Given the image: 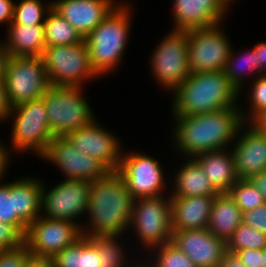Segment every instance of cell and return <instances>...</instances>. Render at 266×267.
<instances>
[{"instance_id":"6da1fadb","label":"cell","mask_w":266,"mask_h":267,"mask_svg":"<svg viewBox=\"0 0 266 267\" xmlns=\"http://www.w3.org/2000/svg\"><path fill=\"white\" fill-rule=\"evenodd\" d=\"M242 107L224 108L211 113L173 117L171 133L175 147L185 158L230 148L245 123L241 114ZM187 156V157H186Z\"/></svg>"},{"instance_id":"7a4b0ae2","label":"cell","mask_w":266,"mask_h":267,"mask_svg":"<svg viewBox=\"0 0 266 267\" xmlns=\"http://www.w3.org/2000/svg\"><path fill=\"white\" fill-rule=\"evenodd\" d=\"M134 200L117 171L92 181L86 211L88 224L81 225L82 235L127 234Z\"/></svg>"},{"instance_id":"3957f363","label":"cell","mask_w":266,"mask_h":267,"mask_svg":"<svg viewBox=\"0 0 266 267\" xmlns=\"http://www.w3.org/2000/svg\"><path fill=\"white\" fill-rule=\"evenodd\" d=\"M171 94L173 116H189L241 107L238 103L240 93L224 71L190 73Z\"/></svg>"},{"instance_id":"277c9868","label":"cell","mask_w":266,"mask_h":267,"mask_svg":"<svg viewBox=\"0 0 266 267\" xmlns=\"http://www.w3.org/2000/svg\"><path fill=\"white\" fill-rule=\"evenodd\" d=\"M131 2L120 0L111 13L86 37L90 63L95 73L101 77L115 71L130 40L133 8ZM129 38V39H128Z\"/></svg>"},{"instance_id":"5b68a950","label":"cell","mask_w":266,"mask_h":267,"mask_svg":"<svg viewBox=\"0 0 266 267\" xmlns=\"http://www.w3.org/2000/svg\"><path fill=\"white\" fill-rule=\"evenodd\" d=\"M82 86L50 85L41 98L54 136H66L89 124L96 116L84 98Z\"/></svg>"},{"instance_id":"8992f818","label":"cell","mask_w":266,"mask_h":267,"mask_svg":"<svg viewBox=\"0 0 266 267\" xmlns=\"http://www.w3.org/2000/svg\"><path fill=\"white\" fill-rule=\"evenodd\" d=\"M13 119L11 126V147L8 151L24 153L31 151L40 156L54 135L48 125L46 106L42 99L34 100L11 107L6 118ZM11 148V149H10Z\"/></svg>"},{"instance_id":"52a82bcc","label":"cell","mask_w":266,"mask_h":267,"mask_svg":"<svg viewBox=\"0 0 266 267\" xmlns=\"http://www.w3.org/2000/svg\"><path fill=\"white\" fill-rule=\"evenodd\" d=\"M129 227L134 228L137 239L146 251L171 242L173 230L170 195L136 198Z\"/></svg>"},{"instance_id":"ba28073f","label":"cell","mask_w":266,"mask_h":267,"mask_svg":"<svg viewBox=\"0 0 266 267\" xmlns=\"http://www.w3.org/2000/svg\"><path fill=\"white\" fill-rule=\"evenodd\" d=\"M42 59L51 85L82 87L84 82L100 78L91 67L85 40L72 45L45 47Z\"/></svg>"},{"instance_id":"9c48e42d","label":"cell","mask_w":266,"mask_h":267,"mask_svg":"<svg viewBox=\"0 0 266 267\" xmlns=\"http://www.w3.org/2000/svg\"><path fill=\"white\" fill-rule=\"evenodd\" d=\"M188 31L170 30L150 58L152 76L159 87L174 92L190 75Z\"/></svg>"},{"instance_id":"30bf717a","label":"cell","mask_w":266,"mask_h":267,"mask_svg":"<svg viewBox=\"0 0 266 267\" xmlns=\"http://www.w3.org/2000/svg\"><path fill=\"white\" fill-rule=\"evenodd\" d=\"M4 80L11 107L41 99L51 85L42 57L10 56Z\"/></svg>"},{"instance_id":"8fae6325","label":"cell","mask_w":266,"mask_h":267,"mask_svg":"<svg viewBox=\"0 0 266 267\" xmlns=\"http://www.w3.org/2000/svg\"><path fill=\"white\" fill-rule=\"evenodd\" d=\"M221 24L188 30L190 73L224 71L233 46Z\"/></svg>"},{"instance_id":"7c38bea8","label":"cell","mask_w":266,"mask_h":267,"mask_svg":"<svg viewBox=\"0 0 266 267\" xmlns=\"http://www.w3.org/2000/svg\"><path fill=\"white\" fill-rule=\"evenodd\" d=\"M44 184L42 181L40 216L53 220L72 221L81 227L82 223L76 219L86 214L91 182L65 179L53 188H49V191Z\"/></svg>"},{"instance_id":"4fadbf2b","label":"cell","mask_w":266,"mask_h":267,"mask_svg":"<svg viewBox=\"0 0 266 267\" xmlns=\"http://www.w3.org/2000/svg\"><path fill=\"white\" fill-rule=\"evenodd\" d=\"M123 152L117 172L131 195L136 198L165 195V172L161 163L150 155Z\"/></svg>"},{"instance_id":"5bb4252c","label":"cell","mask_w":266,"mask_h":267,"mask_svg":"<svg viewBox=\"0 0 266 267\" xmlns=\"http://www.w3.org/2000/svg\"><path fill=\"white\" fill-rule=\"evenodd\" d=\"M40 158L55 164L66 179L92 182L109 172L97 159L75 148L66 136H54Z\"/></svg>"},{"instance_id":"9a60e30c","label":"cell","mask_w":266,"mask_h":267,"mask_svg":"<svg viewBox=\"0 0 266 267\" xmlns=\"http://www.w3.org/2000/svg\"><path fill=\"white\" fill-rule=\"evenodd\" d=\"M82 236L77 223L39 216L28 226L25 244L30 253L53 258Z\"/></svg>"},{"instance_id":"2e32d148","label":"cell","mask_w":266,"mask_h":267,"mask_svg":"<svg viewBox=\"0 0 266 267\" xmlns=\"http://www.w3.org/2000/svg\"><path fill=\"white\" fill-rule=\"evenodd\" d=\"M93 119L89 124L66 135L80 152L101 162L109 171H117L122 155L119 138Z\"/></svg>"},{"instance_id":"e0dca14e","label":"cell","mask_w":266,"mask_h":267,"mask_svg":"<svg viewBox=\"0 0 266 267\" xmlns=\"http://www.w3.org/2000/svg\"><path fill=\"white\" fill-rule=\"evenodd\" d=\"M171 243L185 253L197 267H219L226 242L206 229L173 230Z\"/></svg>"},{"instance_id":"ac0fdd59","label":"cell","mask_w":266,"mask_h":267,"mask_svg":"<svg viewBox=\"0 0 266 267\" xmlns=\"http://www.w3.org/2000/svg\"><path fill=\"white\" fill-rule=\"evenodd\" d=\"M230 150L239 179H250L266 170V134L258 132L249 123L242 125Z\"/></svg>"},{"instance_id":"d6986e66","label":"cell","mask_w":266,"mask_h":267,"mask_svg":"<svg viewBox=\"0 0 266 267\" xmlns=\"http://www.w3.org/2000/svg\"><path fill=\"white\" fill-rule=\"evenodd\" d=\"M172 30L188 31L223 22L230 4L226 0H172Z\"/></svg>"},{"instance_id":"ffe728a7","label":"cell","mask_w":266,"mask_h":267,"mask_svg":"<svg viewBox=\"0 0 266 267\" xmlns=\"http://www.w3.org/2000/svg\"><path fill=\"white\" fill-rule=\"evenodd\" d=\"M116 1L54 0L52 9L86 38L120 3L119 0Z\"/></svg>"},{"instance_id":"44dd1931","label":"cell","mask_w":266,"mask_h":267,"mask_svg":"<svg viewBox=\"0 0 266 267\" xmlns=\"http://www.w3.org/2000/svg\"><path fill=\"white\" fill-rule=\"evenodd\" d=\"M215 196L171 197L172 230L206 229Z\"/></svg>"},{"instance_id":"7402d4cb","label":"cell","mask_w":266,"mask_h":267,"mask_svg":"<svg viewBox=\"0 0 266 267\" xmlns=\"http://www.w3.org/2000/svg\"><path fill=\"white\" fill-rule=\"evenodd\" d=\"M194 159L219 193H227L239 179L230 148L201 153Z\"/></svg>"},{"instance_id":"603a6c76","label":"cell","mask_w":266,"mask_h":267,"mask_svg":"<svg viewBox=\"0 0 266 267\" xmlns=\"http://www.w3.org/2000/svg\"><path fill=\"white\" fill-rule=\"evenodd\" d=\"M174 177L173 188L169 191L170 197L188 196H217L219 192L213 187L210 180L194 158H188ZM173 189V190H172Z\"/></svg>"},{"instance_id":"cb8c5ba5","label":"cell","mask_w":266,"mask_h":267,"mask_svg":"<svg viewBox=\"0 0 266 267\" xmlns=\"http://www.w3.org/2000/svg\"><path fill=\"white\" fill-rule=\"evenodd\" d=\"M6 47L10 56L42 57L46 47L44 25L10 24Z\"/></svg>"},{"instance_id":"d4e9b609","label":"cell","mask_w":266,"mask_h":267,"mask_svg":"<svg viewBox=\"0 0 266 267\" xmlns=\"http://www.w3.org/2000/svg\"><path fill=\"white\" fill-rule=\"evenodd\" d=\"M243 212L228 193L215 196L207 229L225 242L242 223Z\"/></svg>"},{"instance_id":"484cf974","label":"cell","mask_w":266,"mask_h":267,"mask_svg":"<svg viewBox=\"0 0 266 267\" xmlns=\"http://www.w3.org/2000/svg\"><path fill=\"white\" fill-rule=\"evenodd\" d=\"M42 179L22 177L14 180V204L17 215L29 226L41 214Z\"/></svg>"},{"instance_id":"4316f807","label":"cell","mask_w":266,"mask_h":267,"mask_svg":"<svg viewBox=\"0 0 266 267\" xmlns=\"http://www.w3.org/2000/svg\"><path fill=\"white\" fill-rule=\"evenodd\" d=\"M234 52L235 51L232 49L228 61L226 62L224 73L239 93H242L246 78L245 74L246 76H249L250 73L253 74L254 72V77L256 78L259 75H262V73L259 71V62H257L256 48L254 46L251 50L248 49L245 52L246 54L243 53L241 55L239 53L236 55V52Z\"/></svg>"},{"instance_id":"83f0119b","label":"cell","mask_w":266,"mask_h":267,"mask_svg":"<svg viewBox=\"0 0 266 267\" xmlns=\"http://www.w3.org/2000/svg\"><path fill=\"white\" fill-rule=\"evenodd\" d=\"M46 47L81 43V34L57 12L51 9L44 23Z\"/></svg>"},{"instance_id":"f1b7e54d","label":"cell","mask_w":266,"mask_h":267,"mask_svg":"<svg viewBox=\"0 0 266 267\" xmlns=\"http://www.w3.org/2000/svg\"><path fill=\"white\" fill-rule=\"evenodd\" d=\"M119 234L87 236L97 247L101 267H128L129 259L122 247ZM119 240V241H118ZM122 245V246H121Z\"/></svg>"},{"instance_id":"f546056e","label":"cell","mask_w":266,"mask_h":267,"mask_svg":"<svg viewBox=\"0 0 266 267\" xmlns=\"http://www.w3.org/2000/svg\"><path fill=\"white\" fill-rule=\"evenodd\" d=\"M41 0H20L14 4L11 24L44 25L47 13L52 9V1L42 4Z\"/></svg>"},{"instance_id":"4dcf8cb0","label":"cell","mask_w":266,"mask_h":267,"mask_svg":"<svg viewBox=\"0 0 266 267\" xmlns=\"http://www.w3.org/2000/svg\"><path fill=\"white\" fill-rule=\"evenodd\" d=\"M266 234L241 223L226 241V251L235 254L243 249H265Z\"/></svg>"},{"instance_id":"1f68e13d","label":"cell","mask_w":266,"mask_h":267,"mask_svg":"<svg viewBox=\"0 0 266 267\" xmlns=\"http://www.w3.org/2000/svg\"><path fill=\"white\" fill-rule=\"evenodd\" d=\"M242 212L266 203L262 193L249 179H238L227 192Z\"/></svg>"},{"instance_id":"d6a6232c","label":"cell","mask_w":266,"mask_h":267,"mask_svg":"<svg viewBox=\"0 0 266 267\" xmlns=\"http://www.w3.org/2000/svg\"><path fill=\"white\" fill-rule=\"evenodd\" d=\"M149 253L152 257L151 265L153 267H197L185 253L171 242L156 246ZM153 257H155L154 260Z\"/></svg>"},{"instance_id":"836d02e7","label":"cell","mask_w":266,"mask_h":267,"mask_svg":"<svg viewBox=\"0 0 266 267\" xmlns=\"http://www.w3.org/2000/svg\"><path fill=\"white\" fill-rule=\"evenodd\" d=\"M0 180V221L16 226L24 235L28 225L17 215L14 204V180L2 183Z\"/></svg>"},{"instance_id":"e575fe53","label":"cell","mask_w":266,"mask_h":267,"mask_svg":"<svg viewBox=\"0 0 266 267\" xmlns=\"http://www.w3.org/2000/svg\"><path fill=\"white\" fill-rule=\"evenodd\" d=\"M253 80L248 93L249 96H247L249 106H251L248 108L250 110L241 109L245 123H249L259 112L266 109V74L259 75Z\"/></svg>"},{"instance_id":"d590c367","label":"cell","mask_w":266,"mask_h":267,"mask_svg":"<svg viewBox=\"0 0 266 267\" xmlns=\"http://www.w3.org/2000/svg\"><path fill=\"white\" fill-rule=\"evenodd\" d=\"M83 251V236L74 244L65 247L52 259L54 267H80V253Z\"/></svg>"},{"instance_id":"8d00e7d4","label":"cell","mask_w":266,"mask_h":267,"mask_svg":"<svg viewBox=\"0 0 266 267\" xmlns=\"http://www.w3.org/2000/svg\"><path fill=\"white\" fill-rule=\"evenodd\" d=\"M25 244V235L14 225L0 221V251L11 250Z\"/></svg>"},{"instance_id":"74e56055","label":"cell","mask_w":266,"mask_h":267,"mask_svg":"<svg viewBox=\"0 0 266 267\" xmlns=\"http://www.w3.org/2000/svg\"><path fill=\"white\" fill-rule=\"evenodd\" d=\"M30 254L26 244L15 249L0 251V267H24Z\"/></svg>"},{"instance_id":"f35d334b","label":"cell","mask_w":266,"mask_h":267,"mask_svg":"<svg viewBox=\"0 0 266 267\" xmlns=\"http://www.w3.org/2000/svg\"><path fill=\"white\" fill-rule=\"evenodd\" d=\"M242 222L266 234V203L243 212Z\"/></svg>"},{"instance_id":"ab89813d","label":"cell","mask_w":266,"mask_h":267,"mask_svg":"<svg viewBox=\"0 0 266 267\" xmlns=\"http://www.w3.org/2000/svg\"><path fill=\"white\" fill-rule=\"evenodd\" d=\"M98 249L90 238L83 236V251L80 253V267H101Z\"/></svg>"},{"instance_id":"60d3db41","label":"cell","mask_w":266,"mask_h":267,"mask_svg":"<svg viewBox=\"0 0 266 267\" xmlns=\"http://www.w3.org/2000/svg\"><path fill=\"white\" fill-rule=\"evenodd\" d=\"M235 254L246 267H261V249H243L237 251Z\"/></svg>"},{"instance_id":"b9f144b4","label":"cell","mask_w":266,"mask_h":267,"mask_svg":"<svg viewBox=\"0 0 266 267\" xmlns=\"http://www.w3.org/2000/svg\"><path fill=\"white\" fill-rule=\"evenodd\" d=\"M13 0H0V26L4 23L9 26L13 20L14 3Z\"/></svg>"},{"instance_id":"7bdbcfd3","label":"cell","mask_w":266,"mask_h":267,"mask_svg":"<svg viewBox=\"0 0 266 267\" xmlns=\"http://www.w3.org/2000/svg\"><path fill=\"white\" fill-rule=\"evenodd\" d=\"M10 110L11 106L7 99L5 80L4 77H0V123L6 121Z\"/></svg>"},{"instance_id":"ee69618b","label":"cell","mask_w":266,"mask_h":267,"mask_svg":"<svg viewBox=\"0 0 266 267\" xmlns=\"http://www.w3.org/2000/svg\"><path fill=\"white\" fill-rule=\"evenodd\" d=\"M24 267H54V261L51 257L38 256L31 253L27 257Z\"/></svg>"},{"instance_id":"f6af8a7d","label":"cell","mask_w":266,"mask_h":267,"mask_svg":"<svg viewBox=\"0 0 266 267\" xmlns=\"http://www.w3.org/2000/svg\"><path fill=\"white\" fill-rule=\"evenodd\" d=\"M10 158L8 147L4 143H1L0 140V180H3V177L6 176L5 172L10 165Z\"/></svg>"},{"instance_id":"bcb514c9","label":"cell","mask_w":266,"mask_h":267,"mask_svg":"<svg viewBox=\"0 0 266 267\" xmlns=\"http://www.w3.org/2000/svg\"><path fill=\"white\" fill-rule=\"evenodd\" d=\"M254 47L256 48L257 62H259V71L266 74V42H258Z\"/></svg>"},{"instance_id":"7dc6e473","label":"cell","mask_w":266,"mask_h":267,"mask_svg":"<svg viewBox=\"0 0 266 267\" xmlns=\"http://www.w3.org/2000/svg\"><path fill=\"white\" fill-rule=\"evenodd\" d=\"M249 124L258 132L266 134V109L259 112Z\"/></svg>"},{"instance_id":"c3c4849f","label":"cell","mask_w":266,"mask_h":267,"mask_svg":"<svg viewBox=\"0 0 266 267\" xmlns=\"http://www.w3.org/2000/svg\"><path fill=\"white\" fill-rule=\"evenodd\" d=\"M249 180L262 193L266 201V170L261 171L257 175H253Z\"/></svg>"},{"instance_id":"681fc988","label":"cell","mask_w":266,"mask_h":267,"mask_svg":"<svg viewBox=\"0 0 266 267\" xmlns=\"http://www.w3.org/2000/svg\"><path fill=\"white\" fill-rule=\"evenodd\" d=\"M219 267H246L243 262L236 256V254H232L226 252L219 264Z\"/></svg>"},{"instance_id":"f907efd6","label":"cell","mask_w":266,"mask_h":267,"mask_svg":"<svg viewBox=\"0 0 266 267\" xmlns=\"http://www.w3.org/2000/svg\"><path fill=\"white\" fill-rule=\"evenodd\" d=\"M10 55L4 42H0V77H4Z\"/></svg>"},{"instance_id":"816d5d0a","label":"cell","mask_w":266,"mask_h":267,"mask_svg":"<svg viewBox=\"0 0 266 267\" xmlns=\"http://www.w3.org/2000/svg\"><path fill=\"white\" fill-rule=\"evenodd\" d=\"M261 267H266V248L262 249Z\"/></svg>"},{"instance_id":"f5cc1de1","label":"cell","mask_w":266,"mask_h":267,"mask_svg":"<svg viewBox=\"0 0 266 267\" xmlns=\"http://www.w3.org/2000/svg\"><path fill=\"white\" fill-rule=\"evenodd\" d=\"M150 263V264H149ZM135 265H133V264H131L132 266H130V267H153L152 265H151V262H150V260H149V262H147V264L146 265H140V263H138V264H136V262L134 263ZM129 267V266H128Z\"/></svg>"},{"instance_id":"db71d44e","label":"cell","mask_w":266,"mask_h":267,"mask_svg":"<svg viewBox=\"0 0 266 267\" xmlns=\"http://www.w3.org/2000/svg\"><path fill=\"white\" fill-rule=\"evenodd\" d=\"M230 5L233 3V1H236V0H226Z\"/></svg>"}]
</instances>
